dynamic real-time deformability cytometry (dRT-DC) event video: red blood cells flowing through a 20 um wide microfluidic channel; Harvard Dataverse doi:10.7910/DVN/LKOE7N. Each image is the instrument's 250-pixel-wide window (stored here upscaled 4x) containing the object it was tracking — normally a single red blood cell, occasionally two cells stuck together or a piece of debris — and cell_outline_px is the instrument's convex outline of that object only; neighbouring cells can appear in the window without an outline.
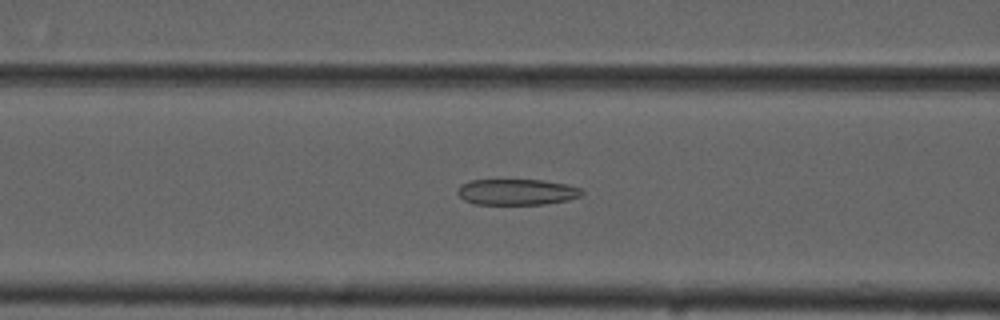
{"species": "common noctule bat (a hibernating species)", "species_latin": "Nyctalus noctula", "temperature_condition": "cold", "stored_images_in_passage": 46, "camera_frame_rate_fps": 3000, "um_per_image_px": 0.085, "animal": {"sex": "male", "forearm_length_mm": 52.5}, "frame": {"image": 1, "passage_image": 21, "time_ms": 6.667, "image_size_px": [1000, 320], "cell_outline_px": [[584, 192], [580, 196], [568, 200], [544, 204], [476, 204], [464, 200], [456, 192], [460, 184], [472, 180], [496, 176], [544, 180], [568, 184], [580, 188]], "centroid_in_image_um": [43.88, 16.25], "position_along_channel_um": 122.7, "area_um2": 19.88}}
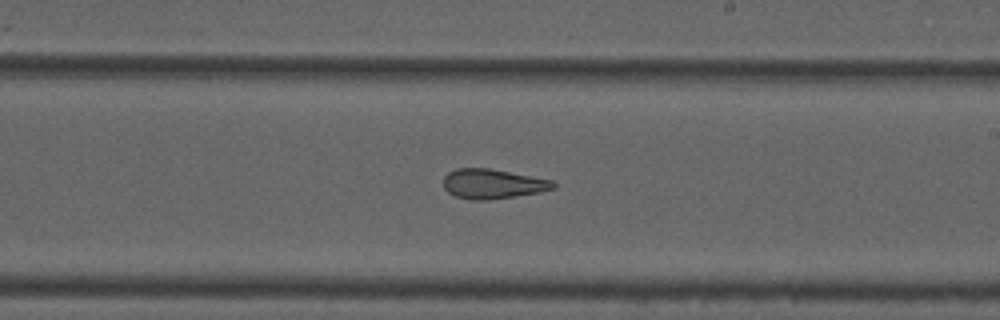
{"frame": {"image": 2, "passage_image": 31, "time_ms": 10.0, "image_size_px": [1000, 320], "cell_outline_px": [[556, 188], [540, 192], [516, 196], [488, 200], [472, 200], [456, 196], [448, 192], [444, 188], [444, 176], [448, 172], [456, 168], [488, 168], [552, 180], [556, 184]], "centroid_in_image_um": [41.87, 15.63], "position_along_channel_um": 247.1, "area_um2": 18.96}}
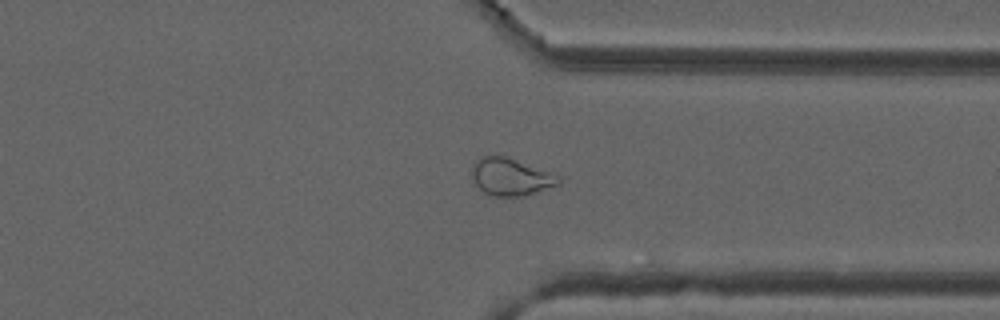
{"frame": {"image": 3, "passage_image": 39, "time_ms": 12.667, "image_size_px": [1000, 320], "cell_outline_px": [[560, 184], [524, 196], [488, 196], [476, 184], [472, 176], [472, 164], [480, 156], [504, 156], [560, 176]], "centroid_in_image_um": [43.38, 15.05], "position_along_channel_um": 368.0, "area_um2": 18.61}, "authors_computed_cell_mechanics": {"area_um2": 21.2415, "velocity_mm_per_s": 3.7494, "shape_relaxation_time_tau1_ms": null, "shape_relaxation_time_tau2_ms": 0.9619, "deformation_change_tau1": null, "deformation_change_tau2": 0.0633}}